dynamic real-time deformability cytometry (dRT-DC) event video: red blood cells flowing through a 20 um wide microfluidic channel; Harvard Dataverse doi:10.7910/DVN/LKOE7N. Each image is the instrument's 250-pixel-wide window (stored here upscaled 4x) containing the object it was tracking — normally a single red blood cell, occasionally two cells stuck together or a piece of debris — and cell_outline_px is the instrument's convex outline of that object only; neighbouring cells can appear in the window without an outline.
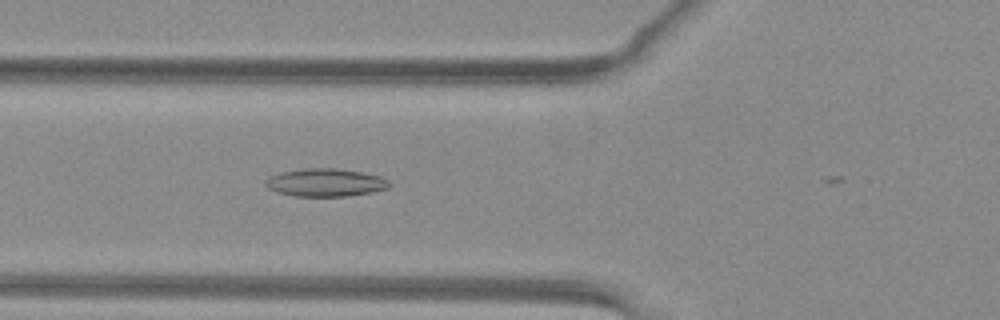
{"species": "common noctule bat (a hibernating species)", "species_latin": "Nyctalus noctula", "temperature_condition": "warm", "stored_images_in_passage": 22, "camera_frame_rate_fps": 3000, "um_per_image_px": 0.085, "animal": {"sex": "female", "body_mass_g": 29.2, "forearm_length_mm": 56.3}, "frame": {"image": 1, "passage_image": 21, "time_ms": 6.667, "image_size_px": [1000, 320], "cell_outline_px": [[392, 184], [388, 188], [372, 192], [348, 196], [296, 196], [276, 192], [268, 188], [264, 184], [264, 180], [280, 172], [304, 168], [336, 168], [360, 172], [380, 176], [388, 180]], "centroid_in_image_um": [27.66, 15.51], "position_along_channel_um": 98.1, "area_um2": 20.17}}